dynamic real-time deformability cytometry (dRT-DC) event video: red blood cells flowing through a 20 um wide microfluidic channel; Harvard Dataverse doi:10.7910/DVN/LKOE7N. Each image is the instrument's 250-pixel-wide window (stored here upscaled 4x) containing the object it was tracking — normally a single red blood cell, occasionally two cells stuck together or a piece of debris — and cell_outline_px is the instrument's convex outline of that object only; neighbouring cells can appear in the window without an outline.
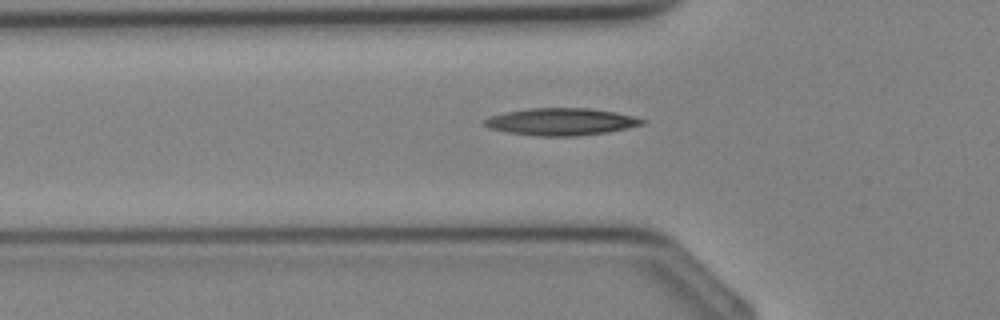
{"species": "Egyptian fruit bat (a non-hibernating species)", "species_latin": "Rousettus aegyptiacus", "temperature_condition": "cold", "stored_images_in_passage": 23, "camera_frame_rate_fps": 3000, "um_per_image_px": 0.085, "animal": {"sex": "female"}, "frame": {"image": 1, "passage_image": 3, "time_ms": 0.667, "image_size_px": [1000, 320], "cell_outline_px": [[648, 120], [644, 124], [628, 128], [608, 132], [576, 136], [536, 136], [508, 132], [488, 128], [484, 124], [484, 120], [492, 116], [504, 112], [528, 108], [588, 108], [616, 112]], "centroid_in_image_um": [47.72, 10.35], "position_along_channel_um": 78.1, "area_um2": 25.03}}
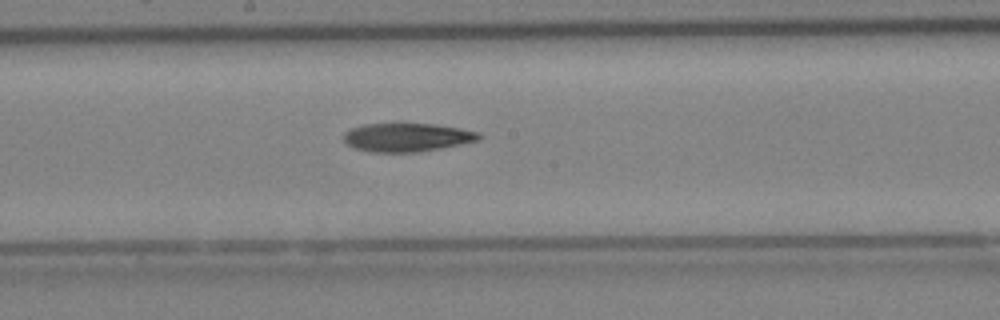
{"frame": {"image": 2, "passage_image": 10, "time_ms": 3.0, "image_size_px": [1000, 320], "cell_outline_px": [[480, 136], [476, 140], [460, 144], [440, 148], [416, 152], [372, 152], [356, 148], [348, 144], [344, 140], [344, 132], [352, 128], [364, 124], [432, 124], [460, 128], [476, 132]], "centroid_in_image_um": [34.54, 11.67], "position_along_channel_um": 213.7, "area_um2": 21.96}}
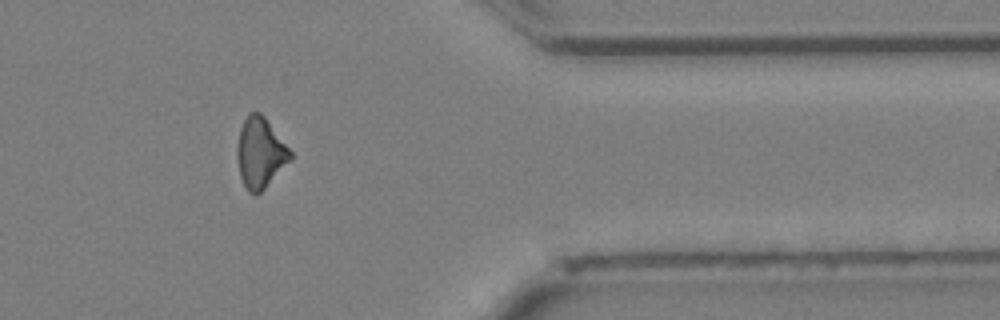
{"frame": {"image": 3, "passage_image": 20, "time_ms": 6.333, "image_size_px": [1000, 320], "cell_outline_px": [[292, 160], [260, 192], [248, 192], [240, 176], [236, 156], [236, 148], [240, 128], [248, 112], [260, 112], [264, 116], [292, 152]], "centroid_in_image_um": [22.11, 12.97], "position_along_channel_um": 389.3, "area_um2": 21.73}}